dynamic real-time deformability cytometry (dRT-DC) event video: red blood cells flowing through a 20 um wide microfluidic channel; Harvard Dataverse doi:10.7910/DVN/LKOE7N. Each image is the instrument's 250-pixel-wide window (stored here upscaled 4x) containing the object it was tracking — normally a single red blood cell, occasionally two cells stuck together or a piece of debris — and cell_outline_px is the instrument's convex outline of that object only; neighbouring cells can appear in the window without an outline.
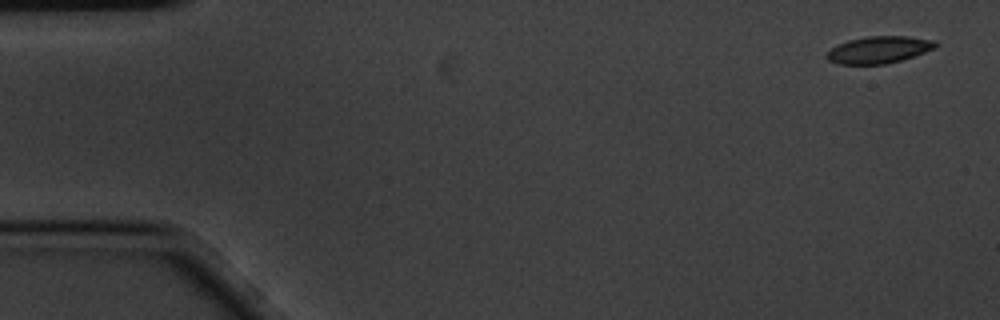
{"species": "common noctule bat (a hibernating species)", "species_latin": "Nyctalus noctula", "temperature_condition": "cold", "stored_images_in_passage": 4, "camera_frame_rate_fps": 3000, "um_per_image_px": 0.085, "animal": {"sex": "male", "body_mass_g": 20.1, "forearm_length_mm": 53.5}, "frame": {"image": 1, "passage_image": 1, "time_ms": 0.0, "image_size_px": [1000, 320], "cell_outline_px": [[940, 44], [936, 48], [900, 60], [884, 64], [840, 64], [828, 60], [824, 56], [832, 48], [848, 40], [864, 36], [908, 36], [936, 40]], "centroid_in_image_um": [74.73, 4.21], "position_along_channel_um": 10.3, "area_um2": 17.11}}
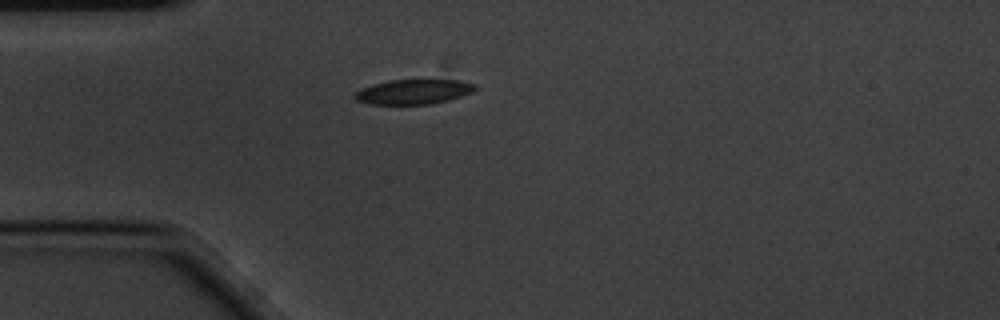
{"frame": {"image": 2, "passage_image": 4, "time_ms": 1.0, "image_size_px": [1000, 320], "cell_outline_px": [[476, 88], [472, 92], [448, 100], [432, 104], [372, 104], [356, 100], [352, 96], [360, 88], [372, 84], [388, 80], [456, 80], [476, 84]], "centroid_in_image_um": [35.11, 7.8], "position_along_channel_um": 49.9, "area_um2": 17.34}}